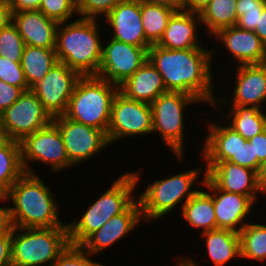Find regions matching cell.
I'll use <instances>...</instances> for the list:
<instances>
[{
	"label": "cell",
	"mask_w": 266,
	"mask_h": 266,
	"mask_svg": "<svg viewBox=\"0 0 266 266\" xmlns=\"http://www.w3.org/2000/svg\"><path fill=\"white\" fill-rule=\"evenodd\" d=\"M0 80L13 86L21 87L24 91L30 89L26 82L21 62H13L2 56H0Z\"/></svg>",
	"instance_id": "cell-37"
},
{
	"label": "cell",
	"mask_w": 266,
	"mask_h": 266,
	"mask_svg": "<svg viewBox=\"0 0 266 266\" xmlns=\"http://www.w3.org/2000/svg\"><path fill=\"white\" fill-rule=\"evenodd\" d=\"M52 120L37 95L29 89L1 113V129L10 140L21 142L27 135L49 125Z\"/></svg>",
	"instance_id": "cell-9"
},
{
	"label": "cell",
	"mask_w": 266,
	"mask_h": 266,
	"mask_svg": "<svg viewBox=\"0 0 266 266\" xmlns=\"http://www.w3.org/2000/svg\"><path fill=\"white\" fill-rule=\"evenodd\" d=\"M88 256H90V254L84 251L80 245L69 244L59 254L52 266H104L97 262H93Z\"/></svg>",
	"instance_id": "cell-35"
},
{
	"label": "cell",
	"mask_w": 266,
	"mask_h": 266,
	"mask_svg": "<svg viewBox=\"0 0 266 266\" xmlns=\"http://www.w3.org/2000/svg\"><path fill=\"white\" fill-rule=\"evenodd\" d=\"M200 102L182 92L167 91L152 103V133L158 132L180 160L183 156V110L186 105Z\"/></svg>",
	"instance_id": "cell-8"
},
{
	"label": "cell",
	"mask_w": 266,
	"mask_h": 266,
	"mask_svg": "<svg viewBox=\"0 0 266 266\" xmlns=\"http://www.w3.org/2000/svg\"><path fill=\"white\" fill-rule=\"evenodd\" d=\"M142 218L139 200H134L122 213L113 216L91 234L80 246L90 255L104 250L126 236Z\"/></svg>",
	"instance_id": "cell-17"
},
{
	"label": "cell",
	"mask_w": 266,
	"mask_h": 266,
	"mask_svg": "<svg viewBox=\"0 0 266 266\" xmlns=\"http://www.w3.org/2000/svg\"><path fill=\"white\" fill-rule=\"evenodd\" d=\"M230 114L233 118L231 117L232 123L229 127L241 134L246 140L266 129V114L260 108L231 106Z\"/></svg>",
	"instance_id": "cell-31"
},
{
	"label": "cell",
	"mask_w": 266,
	"mask_h": 266,
	"mask_svg": "<svg viewBox=\"0 0 266 266\" xmlns=\"http://www.w3.org/2000/svg\"><path fill=\"white\" fill-rule=\"evenodd\" d=\"M176 10L165 5L153 4L141 0V17L145 38L151 44H157L162 38L169 19Z\"/></svg>",
	"instance_id": "cell-29"
},
{
	"label": "cell",
	"mask_w": 266,
	"mask_h": 266,
	"mask_svg": "<svg viewBox=\"0 0 266 266\" xmlns=\"http://www.w3.org/2000/svg\"><path fill=\"white\" fill-rule=\"evenodd\" d=\"M124 1L126 0H85L77 9V13L82 15V18L89 19H97L98 15L102 14L106 17L113 8Z\"/></svg>",
	"instance_id": "cell-38"
},
{
	"label": "cell",
	"mask_w": 266,
	"mask_h": 266,
	"mask_svg": "<svg viewBox=\"0 0 266 266\" xmlns=\"http://www.w3.org/2000/svg\"><path fill=\"white\" fill-rule=\"evenodd\" d=\"M114 34L112 38L138 47H150L145 38L141 17V0H126L105 17Z\"/></svg>",
	"instance_id": "cell-16"
},
{
	"label": "cell",
	"mask_w": 266,
	"mask_h": 266,
	"mask_svg": "<svg viewBox=\"0 0 266 266\" xmlns=\"http://www.w3.org/2000/svg\"><path fill=\"white\" fill-rule=\"evenodd\" d=\"M20 145L22 165L26 173L36 174L30 170L27 163L29 160L50 164L56 172L73 165L67 156L62 135L53 122L27 135Z\"/></svg>",
	"instance_id": "cell-10"
},
{
	"label": "cell",
	"mask_w": 266,
	"mask_h": 266,
	"mask_svg": "<svg viewBox=\"0 0 266 266\" xmlns=\"http://www.w3.org/2000/svg\"><path fill=\"white\" fill-rule=\"evenodd\" d=\"M254 32L259 36L261 41L266 45V6L264 7L261 15H259L258 24Z\"/></svg>",
	"instance_id": "cell-47"
},
{
	"label": "cell",
	"mask_w": 266,
	"mask_h": 266,
	"mask_svg": "<svg viewBox=\"0 0 266 266\" xmlns=\"http://www.w3.org/2000/svg\"><path fill=\"white\" fill-rule=\"evenodd\" d=\"M203 183L208 189L213 191V194L210 195L215 208L217 229H229L239 233L247 224V222H242L250 213L254 202L248 196L218 189L206 177V173H204ZM240 223L243 225L237 228Z\"/></svg>",
	"instance_id": "cell-18"
},
{
	"label": "cell",
	"mask_w": 266,
	"mask_h": 266,
	"mask_svg": "<svg viewBox=\"0 0 266 266\" xmlns=\"http://www.w3.org/2000/svg\"><path fill=\"white\" fill-rule=\"evenodd\" d=\"M212 50L202 47L170 50L152 44L148 60L161 74L167 91L182 92L196 97L200 102L217 105L212 90L210 59Z\"/></svg>",
	"instance_id": "cell-1"
},
{
	"label": "cell",
	"mask_w": 266,
	"mask_h": 266,
	"mask_svg": "<svg viewBox=\"0 0 266 266\" xmlns=\"http://www.w3.org/2000/svg\"><path fill=\"white\" fill-rule=\"evenodd\" d=\"M199 170V171H198ZM189 170L167 179L154 181L148 185L138 199L142 218L158 219L170 212L184 198L183 205L197 192L191 190L200 169Z\"/></svg>",
	"instance_id": "cell-7"
},
{
	"label": "cell",
	"mask_w": 266,
	"mask_h": 266,
	"mask_svg": "<svg viewBox=\"0 0 266 266\" xmlns=\"http://www.w3.org/2000/svg\"><path fill=\"white\" fill-rule=\"evenodd\" d=\"M209 129L202 157L207 162L229 161L238 154L242 144L247 142L241 134L229 126L210 125Z\"/></svg>",
	"instance_id": "cell-24"
},
{
	"label": "cell",
	"mask_w": 266,
	"mask_h": 266,
	"mask_svg": "<svg viewBox=\"0 0 266 266\" xmlns=\"http://www.w3.org/2000/svg\"><path fill=\"white\" fill-rule=\"evenodd\" d=\"M24 48L25 42L12 22L0 30V56L21 62Z\"/></svg>",
	"instance_id": "cell-33"
},
{
	"label": "cell",
	"mask_w": 266,
	"mask_h": 266,
	"mask_svg": "<svg viewBox=\"0 0 266 266\" xmlns=\"http://www.w3.org/2000/svg\"><path fill=\"white\" fill-rule=\"evenodd\" d=\"M76 9H78L85 0H70Z\"/></svg>",
	"instance_id": "cell-52"
},
{
	"label": "cell",
	"mask_w": 266,
	"mask_h": 266,
	"mask_svg": "<svg viewBox=\"0 0 266 266\" xmlns=\"http://www.w3.org/2000/svg\"><path fill=\"white\" fill-rule=\"evenodd\" d=\"M58 62L55 48L25 45L21 66L30 89Z\"/></svg>",
	"instance_id": "cell-26"
},
{
	"label": "cell",
	"mask_w": 266,
	"mask_h": 266,
	"mask_svg": "<svg viewBox=\"0 0 266 266\" xmlns=\"http://www.w3.org/2000/svg\"><path fill=\"white\" fill-rule=\"evenodd\" d=\"M39 10L58 24L67 22L78 12L70 0H42Z\"/></svg>",
	"instance_id": "cell-36"
},
{
	"label": "cell",
	"mask_w": 266,
	"mask_h": 266,
	"mask_svg": "<svg viewBox=\"0 0 266 266\" xmlns=\"http://www.w3.org/2000/svg\"><path fill=\"white\" fill-rule=\"evenodd\" d=\"M6 199H7L6 196H0V201H4V200H6Z\"/></svg>",
	"instance_id": "cell-53"
},
{
	"label": "cell",
	"mask_w": 266,
	"mask_h": 266,
	"mask_svg": "<svg viewBox=\"0 0 266 266\" xmlns=\"http://www.w3.org/2000/svg\"><path fill=\"white\" fill-rule=\"evenodd\" d=\"M52 122L62 135L67 156L73 165L91 158L110 144L103 130L73 121L65 115L54 117Z\"/></svg>",
	"instance_id": "cell-14"
},
{
	"label": "cell",
	"mask_w": 266,
	"mask_h": 266,
	"mask_svg": "<svg viewBox=\"0 0 266 266\" xmlns=\"http://www.w3.org/2000/svg\"><path fill=\"white\" fill-rule=\"evenodd\" d=\"M53 194L36 174L24 173L5 195L13 201L10 208L14 227H67L60 222Z\"/></svg>",
	"instance_id": "cell-2"
},
{
	"label": "cell",
	"mask_w": 266,
	"mask_h": 266,
	"mask_svg": "<svg viewBox=\"0 0 266 266\" xmlns=\"http://www.w3.org/2000/svg\"><path fill=\"white\" fill-rule=\"evenodd\" d=\"M257 179L260 190L266 193V160L260 164Z\"/></svg>",
	"instance_id": "cell-49"
},
{
	"label": "cell",
	"mask_w": 266,
	"mask_h": 266,
	"mask_svg": "<svg viewBox=\"0 0 266 266\" xmlns=\"http://www.w3.org/2000/svg\"><path fill=\"white\" fill-rule=\"evenodd\" d=\"M247 141L252 144L253 158H257L258 172L260 164L266 160V129Z\"/></svg>",
	"instance_id": "cell-41"
},
{
	"label": "cell",
	"mask_w": 266,
	"mask_h": 266,
	"mask_svg": "<svg viewBox=\"0 0 266 266\" xmlns=\"http://www.w3.org/2000/svg\"><path fill=\"white\" fill-rule=\"evenodd\" d=\"M96 19L79 18L56 30L55 52L58 62L81 76L97 75L102 60V42ZM63 27H62V26Z\"/></svg>",
	"instance_id": "cell-3"
},
{
	"label": "cell",
	"mask_w": 266,
	"mask_h": 266,
	"mask_svg": "<svg viewBox=\"0 0 266 266\" xmlns=\"http://www.w3.org/2000/svg\"><path fill=\"white\" fill-rule=\"evenodd\" d=\"M0 129H1V113H0Z\"/></svg>",
	"instance_id": "cell-54"
},
{
	"label": "cell",
	"mask_w": 266,
	"mask_h": 266,
	"mask_svg": "<svg viewBox=\"0 0 266 266\" xmlns=\"http://www.w3.org/2000/svg\"><path fill=\"white\" fill-rule=\"evenodd\" d=\"M137 173L120 176L83 214L79 221L67 223L69 243L81 245L113 216L122 213L135 199L132 195L138 183Z\"/></svg>",
	"instance_id": "cell-5"
},
{
	"label": "cell",
	"mask_w": 266,
	"mask_h": 266,
	"mask_svg": "<svg viewBox=\"0 0 266 266\" xmlns=\"http://www.w3.org/2000/svg\"><path fill=\"white\" fill-rule=\"evenodd\" d=\"M152 133L151 104L127 98L118 91L115 95L110 124L107 130L109 143L122 137Z\"/></svg>",
	"instance_id": "cell-11"
},
{
	"label": "cell",
	"mask_w": 266,
	"mask_h": 266,
	"mask_svg": "<svg viewBox=\"0 0 266 266\" xmlns=\"http://www.w3.org/2000/svg\"><path fill=\"white\" fill-rule=\"evenodd\" d=\"M229 162L250 168L257 172V158H253L252 144L247 141L242 144L237 155H234Z\"/></svg>",
	"instance_id": "cell-40"
},
{
	"label": "cell",
	"mask_w": 266,
	"mask_h": 266,
	"mask_svg": "<svg viewBox=\"0 0 266 266\" xmlns=\"http://www.w3.org/2000/svg\"><path fill=\"white\" fill-rule=\"evenodd\" d=\"M24 90L0 80V113L15 103Z\"/></svg>",
	"instance_id": "cell-39"
},
{
	"label": "cell",
	"mask_w": 266,
	"mask_h": 266,
	"mask_svg": "<svg viewBox=\"0 0 266 266\" xmlns=\"http://www.w3.org/2000/svg\"><path fill=\"white\" fill-rule=\"evenodd\" d=\"M241 258L266 259V225L247 223L239 232Z\"/></svg>",
	"instance_id": "cell-32"
},
{
	"label": "cell",
	"mask_w": 266,
	"mask_h": 266,
	"mask_svg": "<svg viewBox=\"0 0 266 266\" xmlns=\"http://www.w3.org/2000/svg\"><path fill=\"white\" fill-rule=\"evenodd\" d=\"M153 4L165 5L176 11H182V0H144Z\"/></svg>",
	"instance_id": "cell-48"
},
{
	"label": "cell",
	"mask_w": 266,
	"mask_h": 266,
	"mask_svg": "<svg viewBox=\"0 0 266 266\" xmlns=\"http://www.w3.org/2000/svg\"><path fill=\"white\" fill-rule=\"evenodd\" d=\"M176 266H198L196 262L193 261V259L190 258H185L181 261Z\"/></svg>",
	"instance_id": "cell-50"
},
{
	"label": "cell",
	"mask_w": 266,
	"mask_h": 266,
	"mask_svg": "<svg viewBox=\"0 0 266 266\" xmlns=\"http://www.w3.org/2000/svg\"><path fill=\"white\" fill-rule=\"evenodd\" d=\"M12 23L17 27L25 45L55 48L58 23L40 10L12 12Z\"/></svg>",
	"instance_id": "cell-20"
},
{
	"label": "cell",
	"mask_w": 266,
	"mask_h": 266,
	"mask_svg": "<svg viewBox=\"0 0 266 266\" xmlns=\"http://www.w3.org/2000/svg\"><path fill=\"white\" fill-rule=\"evenodd\" d=\"M150 47H138L111 39L102 48V60L96 76L120 86L148 59Z\"/></svg>",
	"instance_id": "cell-13"
},
{
	"label": "cell",
	"mask_w": 266,
	"mask_h": 266,
	"mask_svg": "<svg viewBox=\"0 0 266 266\" xmlns=\"http://www.w3.org/2000/svg\"><path fill=\"white\" fill-rule=\"evenodd\" d=\"M42 0H9L12 12L39 10Z\"/></svg>",
	"instance_id": "cell-44"
},
{
	"label": "cell",
	"mask_w": 266,
	"mask_h": 266,
	"mask_svg": "<svg viewBox=\"0 0 266 266\" xmlns=\"http://www.w3.org/2000/svg\"><path fill=\"white\" fill-rule=\"evenodd\" d=\"M23 234H15L16 230ZM68 227L16 228L12 231V265L52 266L69 245Z\"/></svg>",
	"instance_id": "cell-6"
},
{
	"label": "cell",
	"mask_w": 266,
	"mask_h": 266,
	"mask_svg": "<svg viewBox=\"0 0 266 266\" xmlns=\"http://www.w3.org/2000/svg\"><path fill=\"white\" fill-rule=\"evenodd\" d=\"M119 91L127 98L148 104L167 92L161 74L148 59L119 86Z\"/></svg>",
	"instance_id": "cell-22"
},
{
	"label": "cell",
	"mask_w": 266,
	"mask_h": 266,
	"mask_svg": "<svg viewBox=\"0 0 266 266\" xmlns=\"http://www.w3.org/2000/svg\"><path fill=\"white\" fill-rule=\"evenodd\" d=\"M209 257L214 266H223L234 257L241 256L240 236L229 229H216L204 232Z\"/></svg>",
	"instance_id": "cell-25"
},
{
	"label": "cell",
	"mask_w": 266,
	"mask_h": 266,
	"mask_svg": "<svg viewBox=\"0 0 266 266\" xmlns=\"http://www.w3.org/2000/svg\"><path fill=\"white\" fill-rule=\"evenodd\" d=\"M266 0H237L236 12L238 28L254 31L258 24L259 15H261Z\"/></svg>",
	"instance_id": "cell-34"
},
{
	"label": "cell",
	"mask_w": 266,
	"mask_h": 266,
	"mask_svg": "<svg viewBox=\"0 0 266 266\" xmlns=\"http://www.w3.org/2000/svg\"><path fill=\"white\" fill-rule=\"evenodd\" d=\"M9 137L6 135V133L0 129V149L9 141Z\"/></svg>",
	"instance_id": "cell-51"
},
{
	"label": "cell",
	"mask_w": 266,
	"mask_h": 266,
	"mask_svg": "<svg viewBox=\"0 0 266 266\" xmlns=\"http://www.w3.org/2000/svg\"><path fill=\"white\" fill-rule=\"evenodd\" d=\"M232 106L257 107L266 100V63L237 65Z\"/></svg>",
	"instance_id": "cell-21"
},
{
	"label": "cell",
	"mask_w": 266,
	"mask_h": 266,
	"mask_svg": "<svg viewBox=\"0 0 266 266\" xmlns=\"http://www.w3.org/2000/svg\"><path fill=\"white\" fill-rule=\"evenodd\" d=\"M197 21L201 22L199 14L176 11L169 19L157 45L170 50L201 47L197 41V32H195Z\"/></svg>",
	"instance_id": "cell-23"
},
{
	"label": "cell",
	"mask_w": 266,
	"mask_h": 266,
	"mask_svg": "<svg viewBox=\"0 0 266 266\" xmlns=\"http://www.w3.org/2000/svg\"><path fill=\"white\" fill-rule=\"evenodd\" d=\"M211 0H182V11L200 14Z\"/></svg>",
	"instance_id": "cell-45"
},
{
	"label": "cell",
	"mask_w": 266,
	"mask_h": 266,
	"mask_svg": "<svg viewBox=\"0 0 266 266\" xmlns=\"http://www.w3.org/2000/svg\"><path fill=\"white\" fill-rule=\"evenodd\" d=\"M80 77L76 70L57 62L31 90L37 95L44 109L54 118L66 113L70 97Z\"/></svg>",
	"instance_id": "cell-12"
},
{
	"label": "cell",
	"mask_w": 266,
	"mask_h": 266,
	"mask_svg": "<svg viewBox=\"0 0 266 266\" xmlns=\"http://www.w3.org/2000/svg\"><path fill=\"white\" fill-rule=\"evenodd\" d=\"M12 264V235L0 236V266Z\"/></svg>",
	"instance_id": "cell-42"
},
{
	"label": "cell",
	"mask_w": 266,
	"mask_h": 266,
	"mask_svg": "<svg viewBox=\"0 0 266 266\" xmlns=\"http://www.w3.org/2000/svg\"><path fill=\"white\" fill-rule=\"evenodd\" d=\"M214 35L240 62L237 65L266 63V45L254 31L231 26L220 29Z\"/></svg>",
	"instance_id": "cell-19"
},
{
	"label": "cell",
	"mask_w": 266,
	"mask_h": 266,
	"mask_svg": "<svg viewBox=\"0 0 266 266\" xmlns=\"http://www.w3.org/2000/svg\"><path fill=\"white\" fill-rule=\"evenodd\" d=\"M236 3L237 0H211L207 4L199 15L209 33L215 34L220 29L236 26Z\"/></svg>",
	"instance_id": "cell-30"
},
{
	"label": "cell",
	"mask_w": 266,
	"mask_h": 266,
	"mask_svg": "<svg viewBox=\"0 0 266 266\" xmlns=\"http://www.w3.org/2000/svg\"><path fill=\"white\" fill-rule=\"evenodd\" d=\"M182 216L195 228H203L202 233L216 230V214L212 196L198 191L182 205Z\"/></svg>",
	"instance_id": "cell-27"
},
{
	"label": "cell",
	"mask_w": 266,
	"mask_h": 266,
	"mask_svg": "<svg viewBox=\"0 0 266 266\" xmlns=\"http://www.w3.org/2000/svg\"><path fill=\"white\" fill-rule=\"evenodd\" d=\"M116 89H115V88ZM119 86L96 75L81 76L64 114L73 121L103 130L107 134L112 103Z\"/></svg>",
	"instance_id": "cell-4"
},
{
	"label": "cell",
	"mask_w": 266,
	"mask_h": 266,
	"mask_svg": "<svg viewBox=\"0 0 266 266\" xmlns=\"http://www.w3.org/2000/svg\"><path fill=\"white\" fill-rule=\"evenodd\" d=\"M24 173L20 142L9 140L0 149V196H5Z\"/></svg>",
	"instance_id": "cell-28"
},
{
	"label": "cell",
	"mask_w": 266,
	"mask_h": 266,
	"mask_svg": "<svg viewBox=\"0 0 266 266\" xmlns=\"http://www.w3.org/2000/svg\"><path fill=\"white\" fill-rule=\"evenodd\" d=\"M206 177L220 190L248 196L253 202L260 191L257 172L229 161L207 162Z\"/></svg>",
	"instance_id": "cell-15"
},
{
	"label": "cell",
	"mask_w": 266,
	"mask_h": 266,
	"mask_svg": "<svg viewBox=\"0 0 266 266\" xmlns=\"http://www.w3.org/2000/svg\"><path fill=\"white\" fill-rule=\"evenodd\" d=\"M12 22V10L9 0H0V30Z\"/></svg>",
	"instance_id": "cell-46"
},
{
	"label": "cell",
	"mask_w": 266,
	"mask_h": 266,
	"mask_svg": "<svg viewBox=\"0 0 266 266\" xmlns=\"http://www.w3.org/2000/svg\"><path fill=\"white\" fill-rule=\"evenodd\" d=\"M14 225L12 222L11 211L9 207L0 208V236L12 235Z\"/></svg>",
	"instance_id": "cell-43"
}]
</instances>
